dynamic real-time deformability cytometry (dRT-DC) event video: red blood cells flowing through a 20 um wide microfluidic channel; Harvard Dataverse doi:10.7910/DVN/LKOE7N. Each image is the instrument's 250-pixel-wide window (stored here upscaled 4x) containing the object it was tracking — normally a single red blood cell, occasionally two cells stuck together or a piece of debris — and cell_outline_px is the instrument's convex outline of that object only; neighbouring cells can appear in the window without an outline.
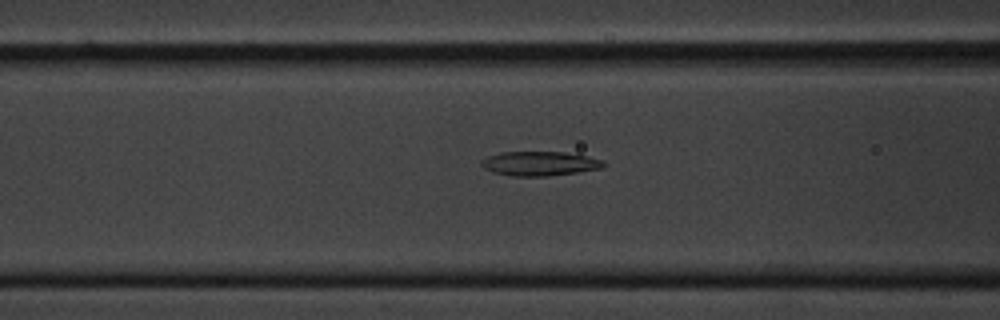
{"species": "common noctule bat (a hibernating species)", "species_latin": "Nyctalus noctula", "temperature_condition": "cold", "stored_images_in_passage": 42, "camera_frame_rate_fps": 3000, "um_per_image_px": 0.085, "animal": {"sex": "male", "body_mass_g": 20.1, "forearm_length_mm": 53.5}, "frame": {"image": 1, "passage_image": 5, "time_ms": 1.333, "image_size_px": [1000, 320], "cell_outline_px": [[604, 164], [600, 168], [576, 172], [548, 176], [512, 176], [492, 172], [484, 168], [480, 164], [480, 160], [488, 156], [500, 152], [564, 152], [588, 156], [604, 160]], "centroid_in_image_um": [45.82, 13.9], "position_along_channel_um": 120.8, "area_um2": 17.28}}
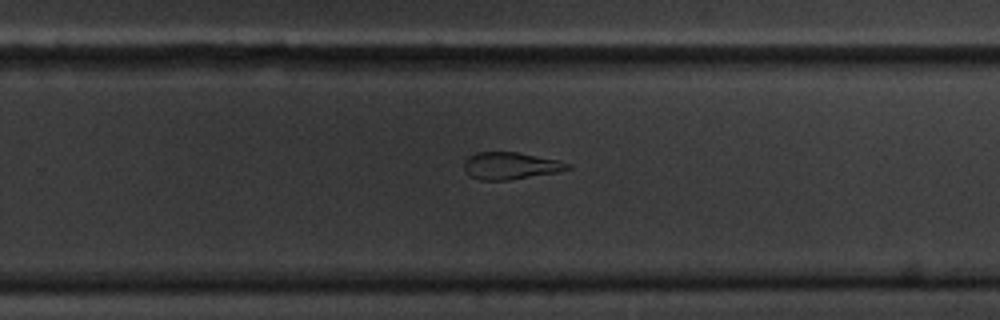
{"frame": {"image": 2, "passage_image": 20, "time_ms": 6.333, "image_size_px": [1000, 320], "cell_outline_px": [[572, 168], [556, 172], [508, 180], [480, 180], [472, 176], [464, 168], [464, 160], [468, 156], [476, 152], [516, 152], [556, 160], [572, 164]], "centroid_in_image_um": [43.38, 14.08], "position_along_channel_um": 286.4, "area_um2": 16.13}}
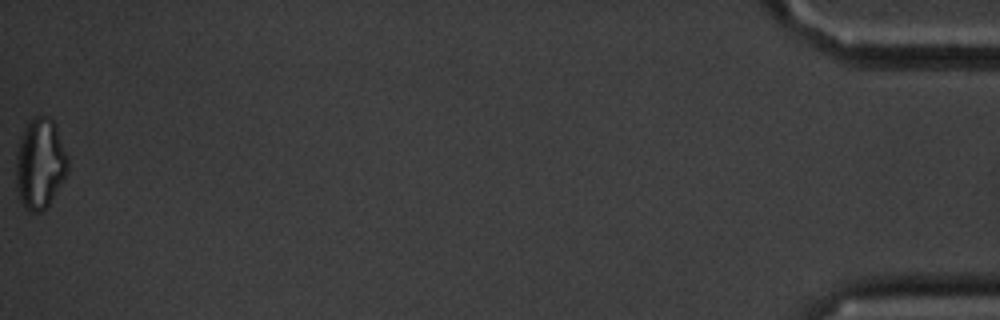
{"frame": {"image": 3, "passage_image": 42, "time_ms": 13.667, "image_size_px": [1000, 320], "cell_outline_px": [[68, 172], [48, 204], [40, 212], [32, 212], [24, 208], [20, 200], [16, 188], [16, 156], [20, 140], [24, 128], [36, 116], [48, 116], [56, 124], [68, 156]], "centroid_in_image_um": [3.41, 13.91], "position_along_channel_um": 431.8, "area_um2": 27.22}}